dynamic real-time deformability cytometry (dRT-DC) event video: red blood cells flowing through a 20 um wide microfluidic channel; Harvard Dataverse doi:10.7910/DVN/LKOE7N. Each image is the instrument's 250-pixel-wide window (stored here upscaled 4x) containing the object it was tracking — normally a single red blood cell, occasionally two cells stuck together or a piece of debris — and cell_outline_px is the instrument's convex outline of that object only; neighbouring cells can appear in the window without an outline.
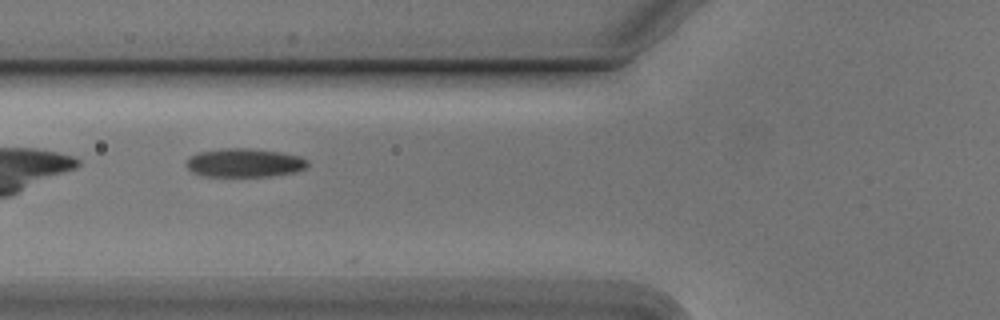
{"species": "Egyptian fruit bat (a non-hibernating species)", "species_latin": "Rousettus aegyptiacus", "temperature_condition": "cold", "stored_images_in_passage": 9, "camera_frame_rate_fps": 3000, "um_per_image_px": 0.085, "animal": {"sex": "male"}, "frame": {"image": 1, "passage_image": 5, "time_ms": 1.333, "image_size_px": [1000, 320], "cell_outline_px": [[308, 168], [296, 172], [272, 176], [200, 176], [192, 172], [184, 164], [188, 156], [200, 152], [220, 148], [248, 148], [280, 152], [300, 156], [308, 160]], "centroid_in_image_um": [20.77, 13.84], "position_along_channel_um": 105.0, "area_um2": 20.58}}
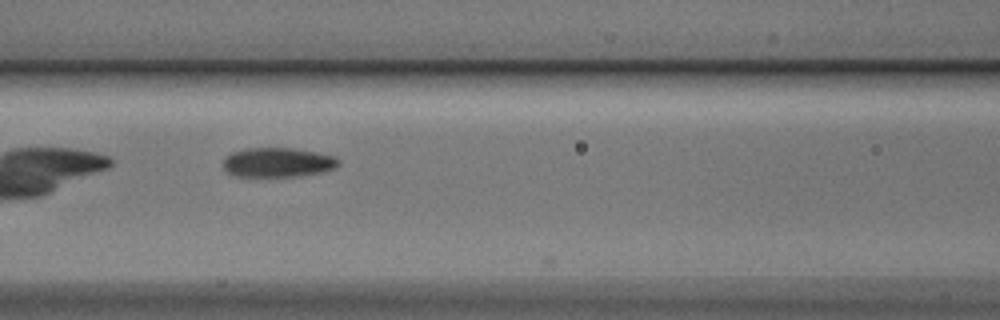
{"frame": {"image": 2, "passage_image": 8, "time_ms": 2.333, "image_size_px": [1000, 320], "cell_outline_px": [[340, 164], [332, 168], [320, 172], [292, 176], [236, 176], [228, 172], [224, 168], [224, 160], [232, 152], [244, 148], [292, 148], [316, 152], [336, 156], [340, 160]], "centroid_in_image_um": [23.61, 13.79], "position_along_channel_um": 143.0, "area_um2": 19.54}}